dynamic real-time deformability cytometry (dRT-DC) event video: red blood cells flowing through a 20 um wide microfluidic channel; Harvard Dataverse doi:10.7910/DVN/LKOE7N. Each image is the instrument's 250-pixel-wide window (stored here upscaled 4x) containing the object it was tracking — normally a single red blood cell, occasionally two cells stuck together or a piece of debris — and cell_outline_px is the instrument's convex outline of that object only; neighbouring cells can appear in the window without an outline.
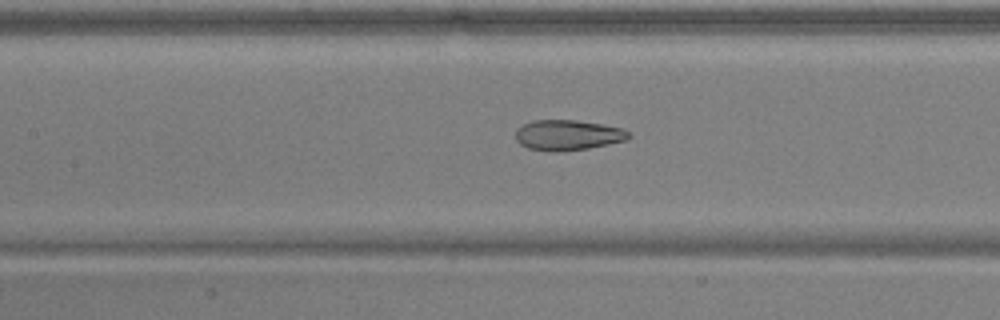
{"species": "common noctule bat (a hibernating species)", "species_latin": "Nyctalus noctula", "temperature_condition": "warm", "stored_images_in_passage": 51, "camera_frame_rate_fps": 3000, "um_per_image_px": 0.085, "animal": {"sex": "male", "body_mass_g": 17.9, "forearm_length_mm": 54.2}, "frame": {"image": 1, "passage_image": 23, "time_ms": 7.333, "image_size_px": [1000, 320], "cell_outline_px": [[632, 136], [628, 140], [588, 148], [556, 152], [548, 152], [528, 148], [520, 144], [516, 140], [516, 128], [532, 120], [576, 120], [600, 124], [620, 128], [628, 132]], "centroid_in_image_um": [48.23, 11.49], "position_along_channel_um": 159.2, "area_um2": 20.06}}
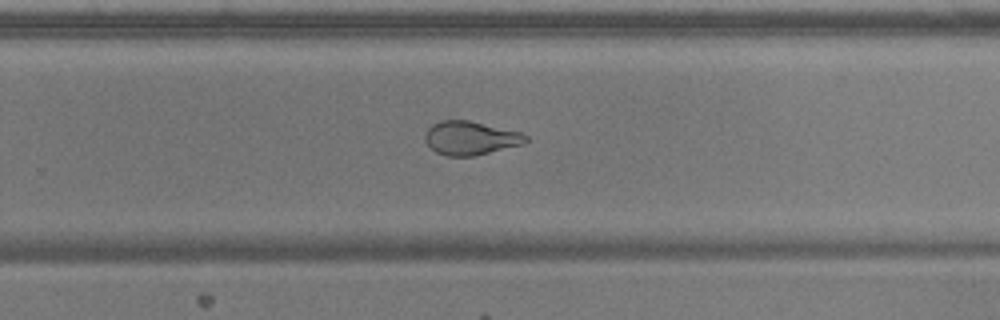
{"frame": {"image": 2, "passage_image": 33, "time_ms": 10.667, "image_size_px": [1000, 320], "cell_outline_px": [[528, 140], [520, 144], [472, 156], [444, 156], [436, 152], [424, 140], [424, 132], [432, 124], [440, 120], [468, 120], [520, 132], [528, 136]], "centroid_in_image_um": [39.92, 11.72], "position_along_channel_um": 289.9, "area_um2": 19.54}}
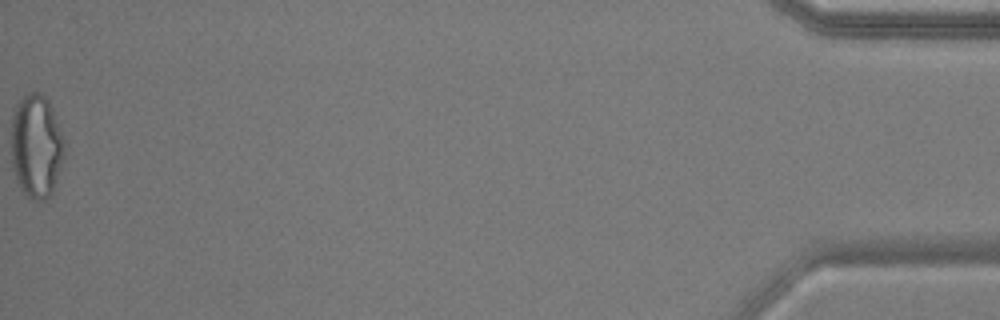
{"frame": {"image": 3, "passage_image": 51, "time_ms": 16.667, "image_size_px": [1000, 320], "cell_outline_px": [[64, 156], [52, 192], [44, 200], [36, 200], [28, 196], [20, 188], [16, 180], [12, 168], [12, 112], [16, 104], [28, 92], [40, 92], [48, 100], [52, 108], [64, 140]], "centroid_in_image_um": [3.07, 12.4], "position_along_channel_um": 432.1, "area_um2": 31.96}, "authors_computed_cell_mechanics": {"area_um2": 24.2182, "velocity_mm_per_s": 3.936, "shape_relaxation_time_tau1_ms": 8.2688, "shape_relaxation_time_tau2_ms": 1.3605, "deformation_change_tau1": 0.2314, "deformation_change_tau2": 0.0788}}